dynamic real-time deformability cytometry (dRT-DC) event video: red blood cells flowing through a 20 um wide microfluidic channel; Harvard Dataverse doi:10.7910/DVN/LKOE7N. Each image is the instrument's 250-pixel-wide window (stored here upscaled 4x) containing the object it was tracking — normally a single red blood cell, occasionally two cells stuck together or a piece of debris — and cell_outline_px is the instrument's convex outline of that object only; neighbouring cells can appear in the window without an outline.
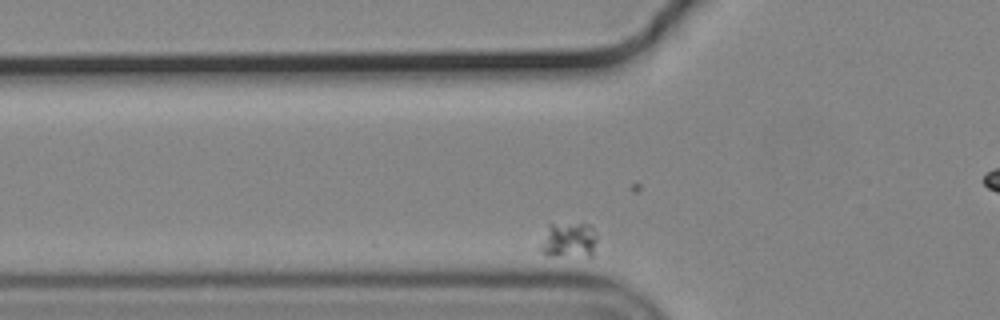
{"species": "common noctule bat (a hibernating species)", "species_latin": "Nyctalus noctula", "temperature_condition": "cold", "stored_images_in_passage": 51, "segment_of_instrument_passage": [1, 2], "camera_frame_rate_fps": 3000, "um_per_image_px": 0.085, "animal": {"sex": "male", "body_mass_g": 19.2, "forearm_length_mm": 51.8}, "frame": {"image": 1, "passage_image": 8, "time_ms": 2.333, "image_size_px": [1000, 320], "cell_outline_px": [[596, 240], [592, 256], [548, 256], [540, 252], [540, 244], [548, 224], [592, 224], [596, 236]], "centroid_in_image_um": [48.33, 20.42], "position_along_channel_um": 77.5, "area_um2": 11.85}}
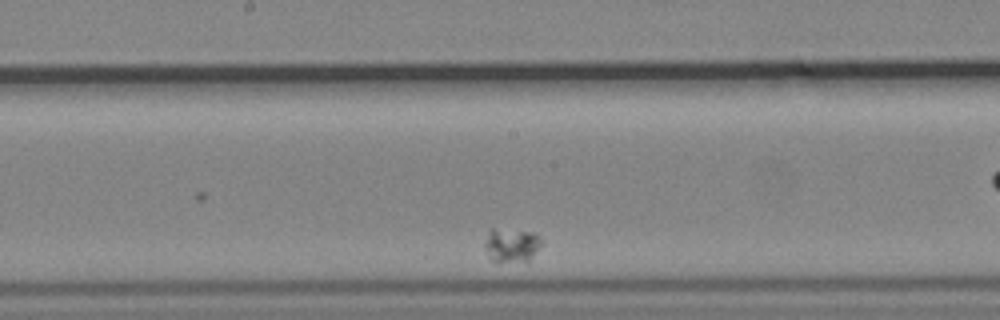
{"frame": {"image": 2, "passage_image": 21, "time_ms": 6.667, "image_size_px": [1000, 320], "cell_outline_px": [[544, 244], [528, 260], [492, 260], [488, 256], [484, 248], [484, 244], [488, 232], [492, 228], [532, 232], [544, 240]], "centroid_in_image_um": [43.5, 20.79], "position_along_channel_um": 204.7, "area_um2": 11.04}}
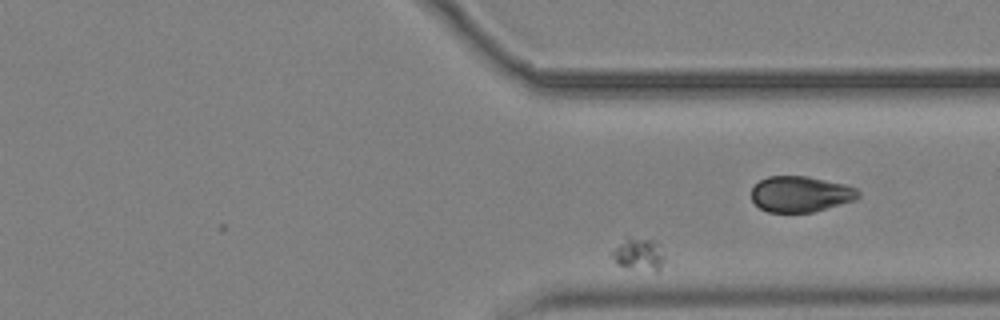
{"frame": {"image": 3, "passage_image": 36, "time_ms": 11.667, "image_size_px": [1000, 320], "cell_outline_px": [[664, 260], [660, 268], [656, 272], [616, 264], [608, 256], [608, 252], [624, 236], [628, 236], [656, 240], [664, 256]], "centroid_in_image_um": [54.2, 21.56], "position_along_channel_um": 357.2, "area_um2": 10.4}}